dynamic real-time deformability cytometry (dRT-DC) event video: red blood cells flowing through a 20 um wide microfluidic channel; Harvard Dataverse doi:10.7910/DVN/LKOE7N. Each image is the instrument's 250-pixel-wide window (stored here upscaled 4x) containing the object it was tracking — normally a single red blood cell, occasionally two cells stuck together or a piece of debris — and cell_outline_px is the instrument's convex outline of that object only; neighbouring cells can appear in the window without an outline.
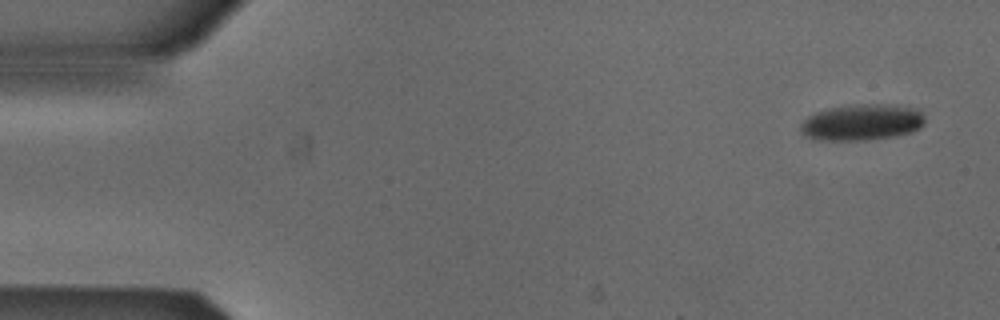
{"species": "Egyptian fruit bat (a non-hibernating species)", "species_latin": "Rousettus aegyptiacus", "temperature_condition": "cold", "stored_images_in_passage": 4, "camera_frame_rate_fps": 3000, "um_per_image_px": 0.085, "animal": {"sex": "male"}, "frame": {"image": 1, "passage_image": 1, "time_ms": 0.0, "image_size_px": [1000, 320], "cell_outline_px": [[924, 124], [920, 128], [912, 132], [892, 136], [864, 140], [820, 140], [808, 136], [800, 132], [800, 124], [808, 116], [816, 112], [828, 108], [876, 104], [888, 104], [920, 108], [924, 116]], "centroid_in_image_um": [73.3, 10.39], "position_along_channel_um": 11.7, "area_um2": 26.07}}
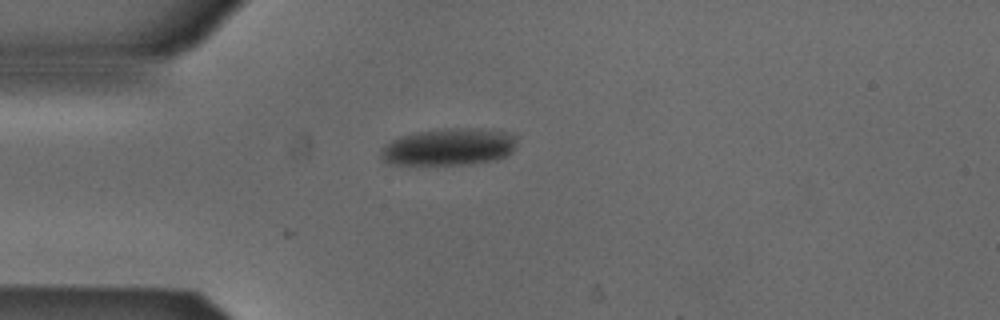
{"frame": {"image": 2, "passage_image": 4, "time_ms": 1.0, "image_size_px": [1000, 320], "cell_outline_px": [[516, 148], [508, 156], [496, 160], [472, 164], [388, 164], [380, 156], [380, 152], [392, 140], [400, 136], [420, 132], [444, 128], [480, 128], [508, 132], [516, 136]], "centroid_in_image_um": [38.24, 12.49], "position_along_channel_um": 46.8, "area_um2": 29.48}}